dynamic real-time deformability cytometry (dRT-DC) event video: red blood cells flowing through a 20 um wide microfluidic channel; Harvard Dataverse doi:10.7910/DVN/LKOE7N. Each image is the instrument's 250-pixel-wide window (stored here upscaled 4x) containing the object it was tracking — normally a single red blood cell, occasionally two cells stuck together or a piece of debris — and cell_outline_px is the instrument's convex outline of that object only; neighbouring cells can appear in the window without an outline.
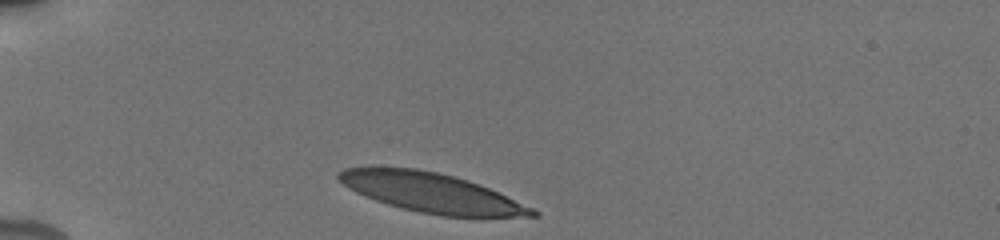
{"species": "human", "species_latin": "Homo sapiens", "temperature_condition": "cold", "stored_images_in_passage": 25, "camera_frame_rate_fps": 3000, "um_per_image_px": 0.085, "donor": {"sex": "male"}, "frame": {"image": 1, "passage_image": 1, "time_ms": 0.0, "image_size_px": [1000, 240], "cell_outline_px": [[540, 216], [440, 216], [420, 212], [388, 204], [364, 196], [348, 188], [336, 176], [336, 172], [344, 168], [372, 164], [416, 168], [436, 172], [468, 180], [480, 184], [532, 208], [540, 212]], "centroid_in_image_um": [36.55, 16.33], "position_along_channel_um": 48.4, "area_um2": 44.74}}
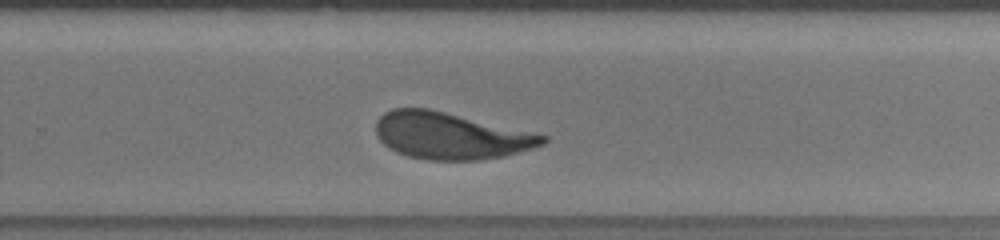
{"frame": {"image": 2, "passage_image": 15, "time_ms": 7.333, "image_size_px": [1000, 240], "cell_outline_px": [[548, 140], [544, 144], [532, 148], [504, 156], [480, 160], [428, 160], [408, 156], [396, 152], [388, 148], [376, 136], [376, 120], [384, 112], [392, 108], [428, 108], [548, 136]], "centroid_in_image_um": [38.25, 11.55], "position_along_channel_um": 291.5, "area_um2": 45.26}}
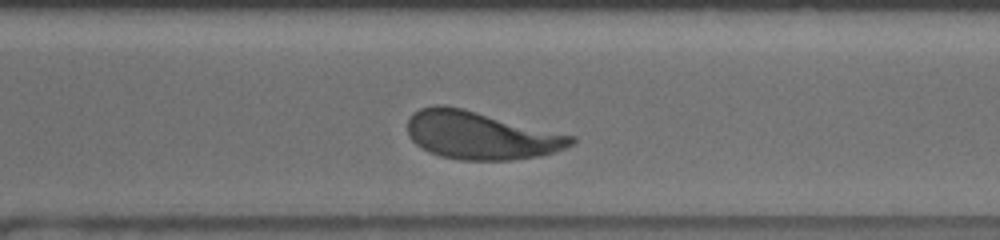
{"frame": {"image": 3, "passage_image": 17, "time_ms": 8.333, "image_size_px": [1000, 240], "cell_outline_px": [[576, 140], [572, 144], [564, 148], [540, 156], [512, 160], [460, 160], [440, 156], [428, 152], [416, 144], [408, 136], [408, 120], [412, 112], [420, 108], [432, 104], [444, 104], [464, 108], [576, 136]], "centroid_in_image_um": [40.83, 11.49], "position_along_channel_um": 329.8, "area_um2": 46.12}, "authors_computed_cell_mechanics": {"area_um2": 46.7024, "velocity_mm_per_s": 3.8076, "shape_relaxation_time_tau1_ms": 3.3294, "shape_relaxation_time_tau2_ms": null, "deformation_change_tau1": 0.1477, "deformation_change_tau2": null}}